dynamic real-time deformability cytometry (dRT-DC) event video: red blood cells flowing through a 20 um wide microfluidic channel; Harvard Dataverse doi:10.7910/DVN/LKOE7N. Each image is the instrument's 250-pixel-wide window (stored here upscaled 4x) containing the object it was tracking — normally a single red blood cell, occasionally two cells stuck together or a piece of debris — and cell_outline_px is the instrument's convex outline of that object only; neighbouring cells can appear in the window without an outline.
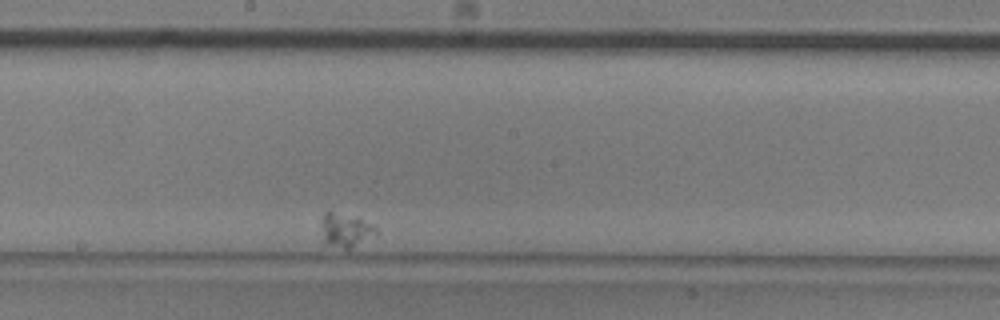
{"species": "common noctule bat (a hibernating species)", "species_latin": "Nyctalus noctula", "temperature_condition": "room temperature", "stored_images_in_passage": 49, "segment_of_instrument_passage": [2, 2], "camera_frame_rate_fps": 3000, "um_per_image_px": 0.085, "animal": {"sex": "male", "body_mass_g": 20.5, "forearm_length_mm": 52.5}, "frame": {"image": 1, "passage_image": 32, "time_ms": 10.333, "image_size_px": [1000, 320], "cell_outline_px": [[380, 232], [376, 236], [352, 248], [344, 248], [328, 244], [324, 240], [324, 212], [332, 212], [360, 220], [372, 224]], "centroid_in_image_um": [29.48, 19.61], "position_along_channel_um": 218.7, "area_um2": 10.12}}